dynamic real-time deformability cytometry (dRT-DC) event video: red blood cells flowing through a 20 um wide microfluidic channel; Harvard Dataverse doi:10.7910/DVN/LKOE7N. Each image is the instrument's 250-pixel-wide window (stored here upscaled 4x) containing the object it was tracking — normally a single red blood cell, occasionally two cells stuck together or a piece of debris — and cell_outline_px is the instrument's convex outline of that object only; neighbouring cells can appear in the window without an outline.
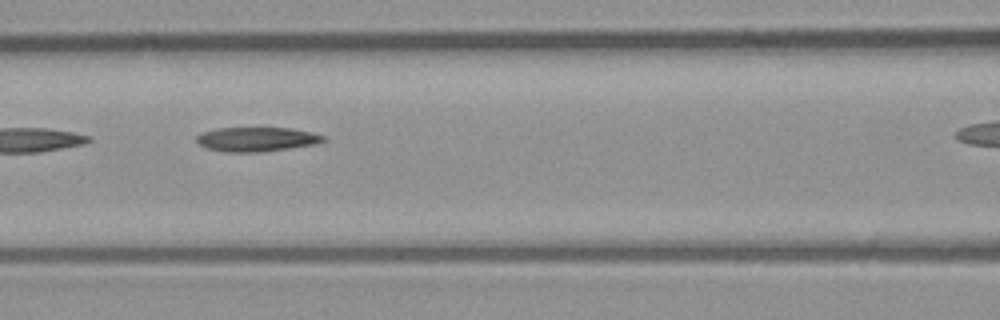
{"species": "common noctule bat (a hibernating species)", "species_latin": "Nyctalus noctula", "temperature_condition": "room temperature", "stored_images_in_passage": 6, "camera_frame_rate_fps": 3000, "um_per_image_px": 0.085, "animal": {"sex": "male", "body_mass_g": 23.1, "forearm_length_mm": 52.7}, "frame": {"image": 1, "passage_image": 3, "time_ms": 0.667, "image_size_px": [1000, 320], "cell_outline_px": [[328, 140], [316, 144], [260, 152], [224, 152], [208, 148], [200, 144], [196, 140], [196, 136], [204, 132], [216, 128], [292, 128], [312, 132], [324, 136]], "centroid_in_image_um": [21.85, 11.83], "position_along_channel_um": 144.8, "area_um2": 17.92}}
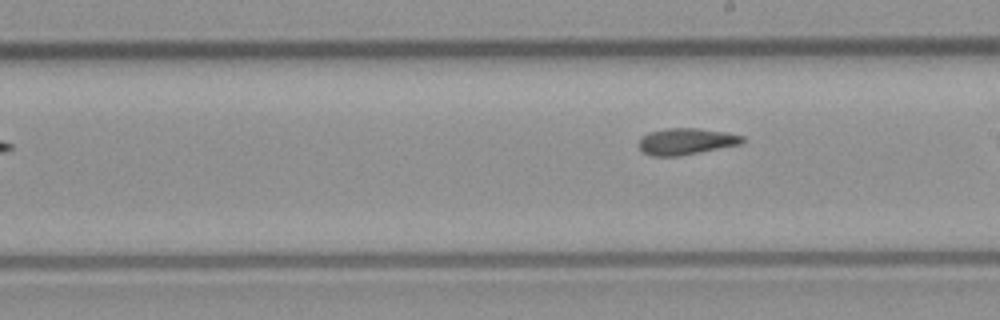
{"frame": {"image": 2, "passage_image": 6, "time_ms": 1.667, "image_size_px": [1000, 320], "cell_outline_px": [[744, 140], [740, 144], [680, 156], [652, 156], [644, 152], [640, 148], [640, 136], [648, 132], [668, 128], [700, 128], [724, 132], [744, 136]], "centroid_in_image_um": [58.3, 12.01], "position_along_channel_um": 230.7, "area_um2": 15.9}}